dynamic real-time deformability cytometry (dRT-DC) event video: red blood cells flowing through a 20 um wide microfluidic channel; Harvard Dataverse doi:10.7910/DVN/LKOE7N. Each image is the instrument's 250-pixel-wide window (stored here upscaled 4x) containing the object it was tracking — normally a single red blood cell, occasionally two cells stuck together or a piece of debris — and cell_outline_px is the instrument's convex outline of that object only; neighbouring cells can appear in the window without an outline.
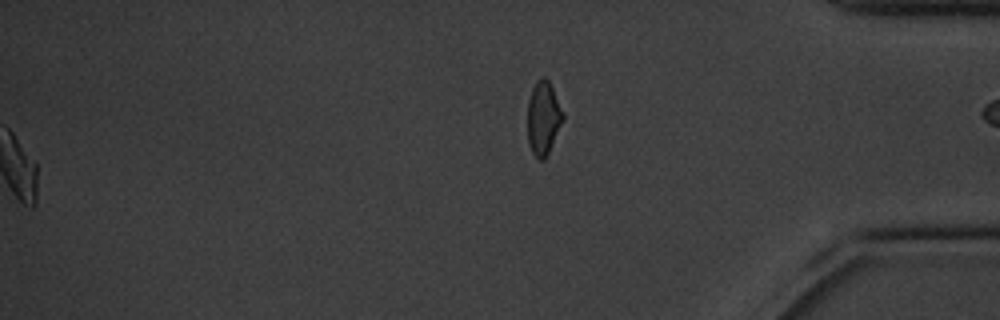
{"species": "common noctule bat (a hibernating species)", "species_latin": "Nyctalus noctula", "temperature_condition": "cold", "stored_images_in_passage": 60, "segment_of_instrument_passage": [2, 2], "camera_frame_rate_fps": 3000, "um_per_image_px": 0.085, "animal": {"sex": "male", "body_mass_g": 20.1, "forearm_length_mm": 53.5}, "frame": {"image": 1, "passage_image": 60, "time_ms": 19.667, "image_size_px": [1000, 320], "cell_outline_px": [[564, 120], [544, 160], [540, 160], [532, 152], [528, 144], [528, 100], [532, 88], [536, 80], [540, 76], [544, 76], [548, 80], [552, 88], [564, 116]], "centroid_in_image_um": [46.17, 10.01], "position_along_channel_um": 389.0, "area_um2": 15.03}}